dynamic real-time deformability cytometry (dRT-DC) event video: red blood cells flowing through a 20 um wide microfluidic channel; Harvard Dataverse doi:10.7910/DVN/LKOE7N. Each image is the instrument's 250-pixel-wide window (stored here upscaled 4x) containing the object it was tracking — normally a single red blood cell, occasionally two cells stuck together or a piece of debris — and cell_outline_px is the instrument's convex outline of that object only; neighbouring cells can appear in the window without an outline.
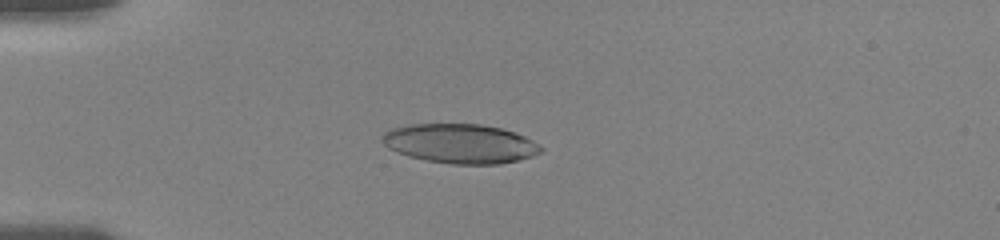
{"species": "human", "species_latin": "Homo sapiens", "temperature_condition": "room temperature", "stored_images_in_passage": 7, "camera_frame_rate_fps": 3000, "um_per_image_px": 0.085, "donor": {"sex": "female"}, "frame": {"image": 1, "passage_image": 2, "time_ms": 1.333, "image_size_px": [1000, 240], "cell_outline_px": [[544, 148], [540, 152], [532, 156], [500, 164], [452, 164], [428, 160], [408, 156], [396, 152], [388, 148], [380, 140], [384, 132], [388, 128], [412, 124], [480, 124], [500, 128], [524, 136], [540, 144]], "centroid_in_image_um": [39.08, 12.2], "position_along_channel_um": 45.9, "area_um2": 36.41}}
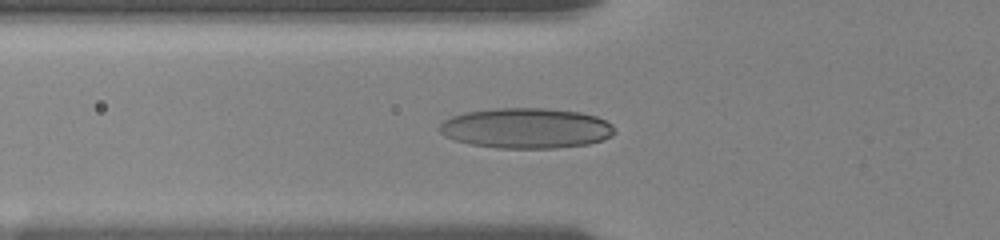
{"frame": {"image": 2, "passage_image": 6, "time_ms": 3.0, "image_size_px": [1000, 240], "cell_outline_px": [[616, 132], [612, 136], [588, 144], [556, 148], [496, 148], [468, 144], [444, 136], [440, 132], [440, 124], [444, 120], [452, 116], [464, 112], [496, 108], [544, 108], [580, 112], [596, 116], [612, 124], [616, 128]], "centroid_in_image_um": [44.73, 10.9], "position_along_channel_um": 81.1, "area_um2": 41.33}}